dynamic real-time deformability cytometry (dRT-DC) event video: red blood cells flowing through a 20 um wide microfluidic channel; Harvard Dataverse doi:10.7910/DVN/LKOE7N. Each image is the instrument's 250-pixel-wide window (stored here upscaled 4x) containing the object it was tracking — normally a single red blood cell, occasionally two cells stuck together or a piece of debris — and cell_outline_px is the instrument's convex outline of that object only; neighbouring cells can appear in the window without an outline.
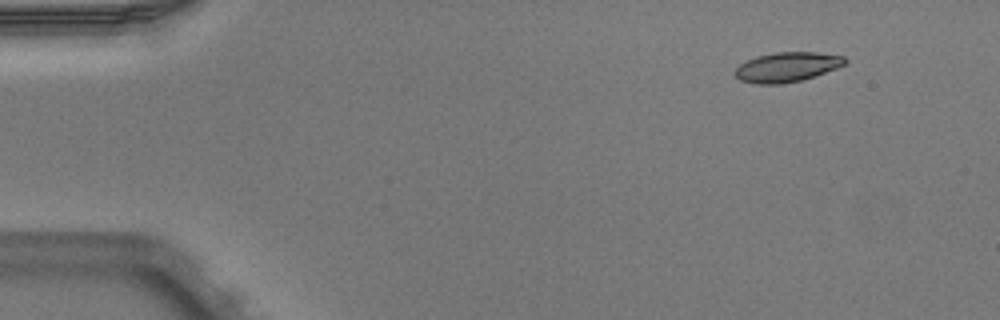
{"species": "Egyptian fruit bat (a non-hibernating species)", "species_latin": "Rousettus aegyptiacus", "temperature_condition": "warm", "stored_images_in_passage": 5, "camera_frame_rate_fps": 3000, "um_per_image_px": 0.085, "animal": {"sex": "male"}, "frame": {"image": 1, "passage_image": 1, "time_ms": 0.0, "image_size_px": [1000, 320], "cell_outline_px": [[848, 60], [844, 64], [836, 68], [800, 80], [780, 84], [756, 84], [740, 80], [736, 76], [736, 68], [740, 64], [756, 56], [776, 52], [816, 52], [844, 56]], "centroid_in_image_um": [66.88, 5.69], "position_along_channel_um": 18.1, "area_um2": 18.73}}
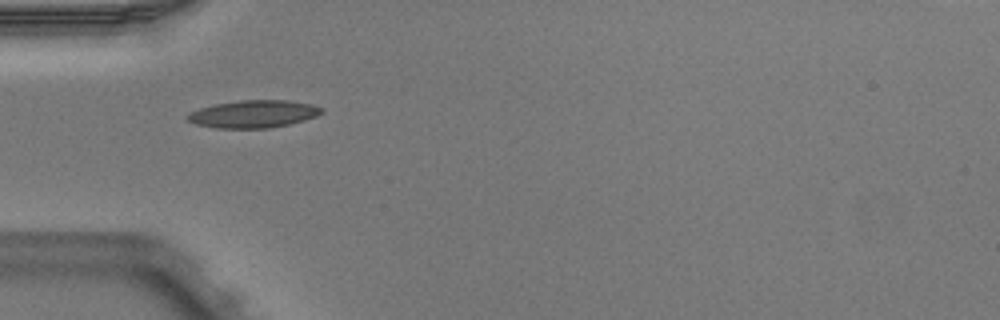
{"frame": {"image": 2, "passage_image": 4, "time_ms": 1.0, "image_size_px": [1000, 320], "cell_outline_px": [[324, 112], [316, 116], [304, 120], [288, 124], [268, 128], [216, 128], [196, 124], [188, 120], [184, 116], [188, 112], [200, 108], [216, 104], [240, 100], [288, 100], [312, 104], [324, 108]], "centroid_in_image_um": [21.54, 9.68], "position_along_channel_um": 63.5, "area_um2": 21.56}}
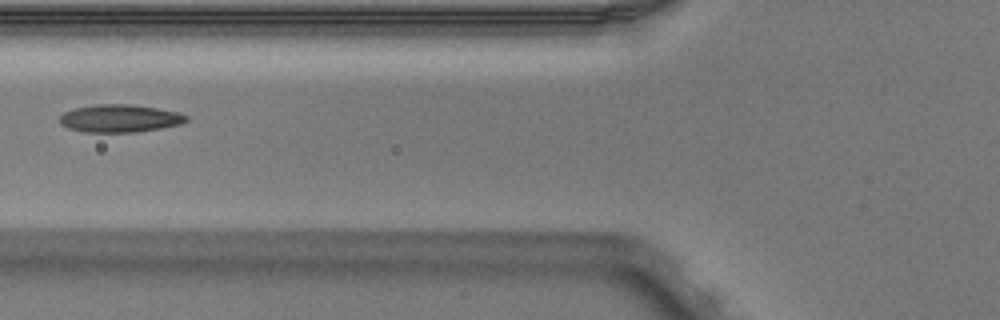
{"frame": {"image": 3, "passage_image": 5, "time_ms": 1.333, "image_size_px": [1000, 320], "cell_outline_px": [[188, 120], [180, 124], [160, 128], [136, 132], [84, 132], [68, 128], [60, 124], [60, 116], [64, 112], [76, 108], [96, 104], [132, 104], [156, 108], [176, 112], [188, 116]], "centroid_in_image_um": [10.16, 10.06], "position_along_channel_um": 115.6, "area_um2": 20.35}}